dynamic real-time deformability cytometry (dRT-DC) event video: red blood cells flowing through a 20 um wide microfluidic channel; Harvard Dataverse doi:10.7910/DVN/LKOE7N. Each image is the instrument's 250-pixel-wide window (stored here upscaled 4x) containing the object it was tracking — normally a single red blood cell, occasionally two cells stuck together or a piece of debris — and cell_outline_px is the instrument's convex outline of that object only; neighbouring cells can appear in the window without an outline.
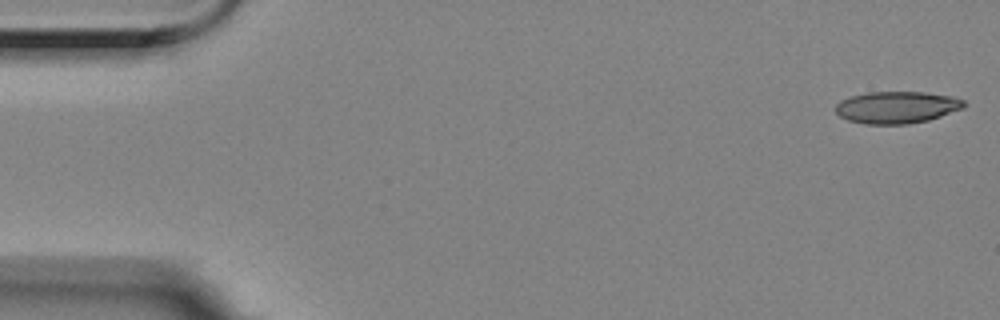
{"species": "Egyptian fruit bat (a non-hibernating species)", "species_latin": "Rousettus aegyptiacus", "temperature_condition": "room temperature", "stored_images_in_passage": 56, "camera_frame_rate_fps": 3000, "um_per_image_px": 0.085, "animal": {"sex": "female"}, "frame": {"image": 1, "passage_image": 1, "time_ms": 0.0, "image_size_px": [1000, 320], "cell_outline_px": [[968, 104], [964, 108], [928, 120], [908, 124], [864, 124], [848, 120], [840, 116], [836, 112], [836, 104], [840, 100], [852, 96], [868, 92], [924, 92], [952, 96], [964, 100]], "centroid_in_image_um": [76.25, 9.12], "position_along_channel_um": 8.8, "area_um2": 23.99}}
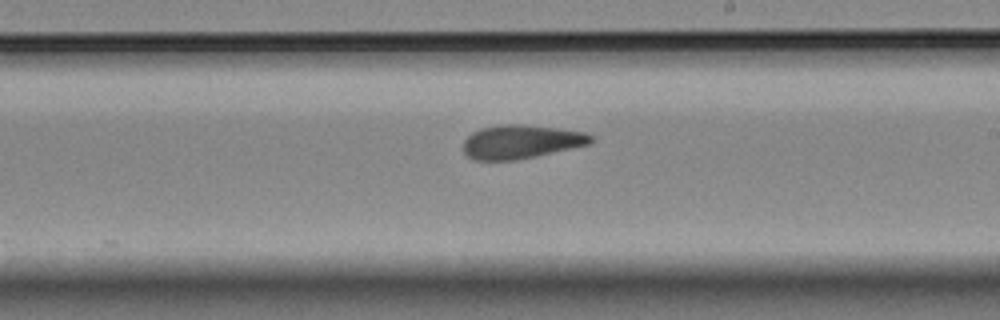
{"frame": {"image": 2, "passage_image": 32, "time_ms": 10.333, "image_size_px": [1000, 320], "cell_outline_px": [[596, 136], [588, 144], [536, 156], [516, 160], [472, 160], [464, 152], [464, 140], [472, 132], [480, 128], [504, 124], [524, 124], [556, 128], [584, 132]], "centroid_in_image_um": [44.27, 12.04], "position_along_channel_um": 244.7, "area_um2": 24.97}}
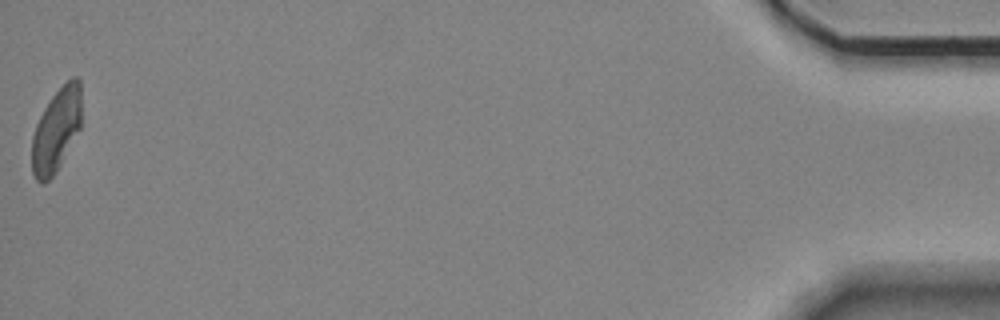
{"frame": {"image": 3, "passage_image": 56, "time_ms": 18.333, "image_size_px": [1000, 320], "cell_outline_px": [[80, 128], [56, 172], [44, 184], [40, 184], [36, 180], [32, 172], [32, 136], [36, 124], [44, 108], [52, 96], [72, 76], [76, 76], [80, 80]], "centroid_in_image_um": [4.77, 11.08], "position_along_channel_um": 430.4, "area_um2": 23.87}, "authors_computed_cell_mechanics": {"area_um2": 25.2008, "velocity_mm_per_s": 3.511, "shape_relaxation_time_tau1_ms": null, "shape_relaxation_time_tau2_ms": 3.048, "deformation_change_tau1": null, "deformation_change_tau2": 0.1036}}